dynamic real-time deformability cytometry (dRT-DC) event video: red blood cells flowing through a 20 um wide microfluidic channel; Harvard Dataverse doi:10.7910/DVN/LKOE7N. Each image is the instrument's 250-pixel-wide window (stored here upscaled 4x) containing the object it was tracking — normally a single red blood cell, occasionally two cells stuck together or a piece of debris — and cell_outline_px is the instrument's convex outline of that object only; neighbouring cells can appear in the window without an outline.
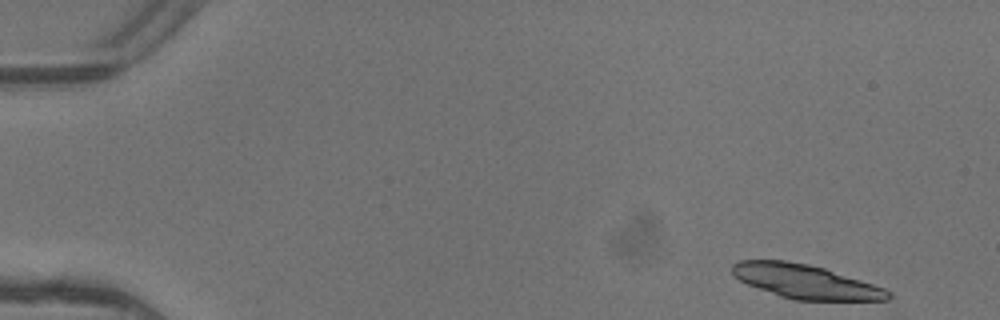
{"species": "common noctule bat (a hibernating species)", "species_latin": "Nyctalus noctula", "temperature_condition": "warm", "stored_images_in_passage": 4, "camera_frame_rate_fps": 3000, "um_per_image_px": 0.085, "animal": {"sex": "female"}, "frame": {"image": 1, "passage_image": 1, "time_ms": 0.0, "image_size_px": [1000, 320], "cell_outline_px": [[892, 296], [888, 300], [796, 300], [780, 296], [748, 284], [740, 280], [732, 272], [732, 264], [740, 260], [784, 260], [808, 264], [824, 268], [884, 288], [892, 292]], "centroid_in_image_um": [68.47, 23.93], "position_along_channel_um": 16.5, "area_um2": 30.52}}